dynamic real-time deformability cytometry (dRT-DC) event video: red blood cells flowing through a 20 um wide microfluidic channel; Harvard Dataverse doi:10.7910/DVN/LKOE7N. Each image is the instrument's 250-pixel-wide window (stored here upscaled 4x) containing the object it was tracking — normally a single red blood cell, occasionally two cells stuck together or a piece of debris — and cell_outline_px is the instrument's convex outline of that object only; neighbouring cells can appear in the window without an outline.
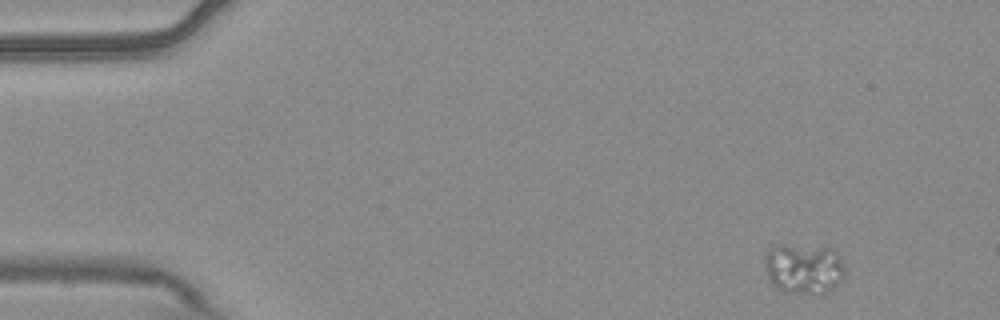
{"species": "common noctule bat (a hibernating species)", "species_latin": "Nyctalus noctula", "temperature_condition": "warm", "stored_images_in_passage": 5, "camera_frame_rate_fps": 3000, "um_per_image_px": 0.085, "animal": {"sex": "male", "body_mass_g": 20.4}, "frame": {"image": 1, "passage_image": 1, "time_ms": 0.0, "image_size_px": [1000, 320], "cell_outline_px": [[844, 280], [836, 288], [824, 296], [808, 296], [784, 292], [776, 288], [772, 284], [768, 276], [764, 264], [764, 252], [772, 244], [784, 244], [828, 248], [836, 252], [840, 256], [844, 268]], "centroid_in_image_um": [68.32, 22.89], "position_along_channel_um": 16.7, "area_um2": 24.8}}
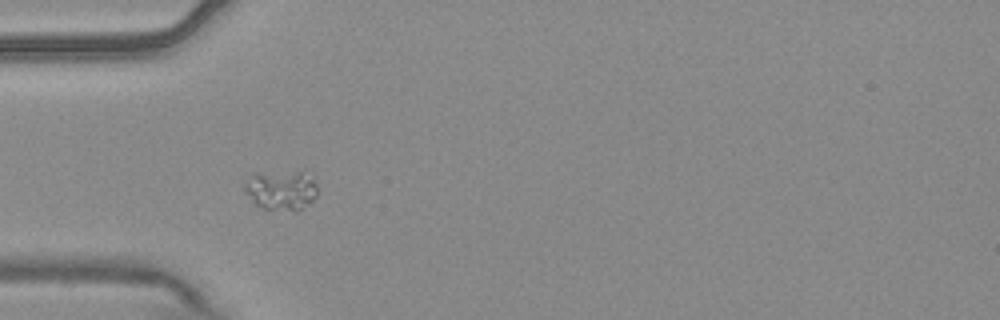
{"frame": {"image": 2, "passage_image": 4, "time_ms": 1.0, "image_size_px": [1000, 320], "cell_outline_px": [[316, 196], [308, 204], [296, 212], [264, 208], [256, 204], [244, 192], [244, 188], [252, 172], [304, 168], [316, 184]], "centroid_in_image_um": [23.92, 16.08], "position_along_channel_um": 61.1, "area_um2": 17.69}}
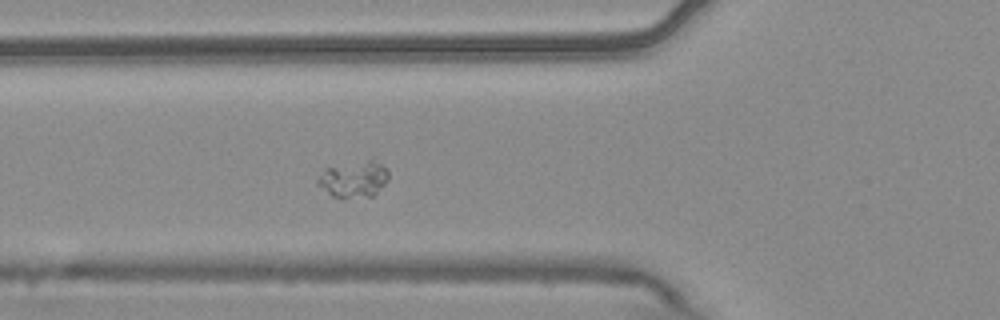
{"frame": {"image": 3, "passage_image": 5, "time_ms": 1.333, "image_size_px": [1000, 320], "cell_outline_px": [[388, 180], [372, 196], [344, 200], [340, 200], [332, 196], [316, 184], [316, 180], [324, 168], [372, 156], [388, 168]], "centroid_in_image_um": [30.07, 15.2], "position_along_channel_um": 95.7, "area_um2": 16.01}}